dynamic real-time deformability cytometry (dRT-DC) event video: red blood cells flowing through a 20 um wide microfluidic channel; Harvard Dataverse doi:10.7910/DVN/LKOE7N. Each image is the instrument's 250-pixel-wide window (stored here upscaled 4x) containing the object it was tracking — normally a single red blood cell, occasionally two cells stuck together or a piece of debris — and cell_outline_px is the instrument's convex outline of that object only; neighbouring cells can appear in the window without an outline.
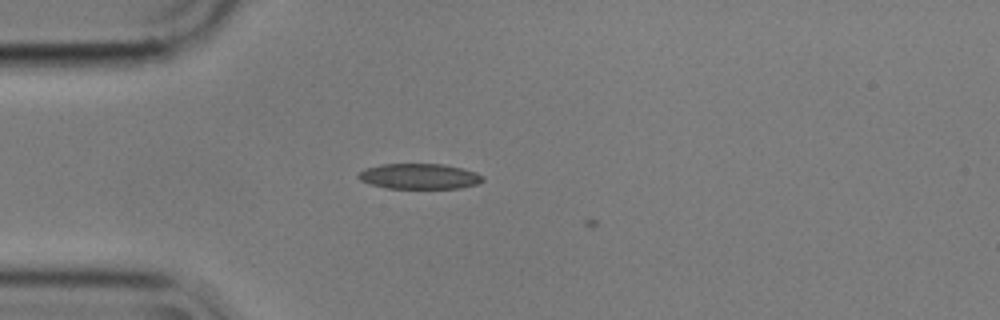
{"species": "common noctule bat (a hibernating species)", "species_latin": "Nyctalus noctula", "temperature_condition": "cold", "stored_images_in_passage": 13, "camera_frame_rate_fps": 3000, "um_per_image_px": 0.085, "animal": {"sex": "male", "body_mass_g": 17.9}, "frame": {"image": 1, "passage_image": 12, "time_ms": 3.667, "image_size_px": [1000, 320], "cell_outline_px": [[484, 180], [476, 184], [460, 188], [384, 188], [360, 180], [356, 176], [364, 168], [380, 164], [444, 164], [476, 172], [484, 176]], "centroid_in_image_um": [35.63, 14.98], "position_along_channel_um": 49.4, "area_um2": 18.44}}